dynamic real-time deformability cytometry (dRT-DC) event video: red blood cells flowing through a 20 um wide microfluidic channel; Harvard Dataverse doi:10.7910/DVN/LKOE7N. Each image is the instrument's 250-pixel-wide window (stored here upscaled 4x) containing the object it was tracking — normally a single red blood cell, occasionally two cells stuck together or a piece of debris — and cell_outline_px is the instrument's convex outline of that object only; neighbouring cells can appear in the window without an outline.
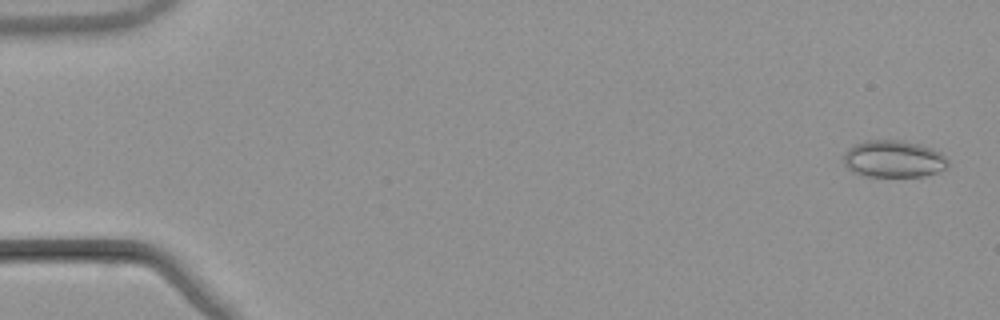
{"species": "common noctule bat (a hibernating species)", "species_latin": "Nyctalus noctula", "temperature_condition": "warm", "stored_images_in_passage": 54, "camera_frame_rate_fps": 3000, "um_per_image_px": 0.085, "animal": {"sex": "male", "body_mass_g": 21.5, "forearm_length_mm": 52.0}, "frame": {"image": 1, "passage_image": 2, "time_ms": 0.333, "image_size_px": [1000, 320], "cell_outline_px": [[948, 168], [924, 176], [868, 176], [856, 172], [848, 168], [844, 164], [844, 152], [852, 144], [864, 140], [900, 140], [920, 144], [932, 148], [940, 152], [948, 160]], "centroid_in_image_um": [75.96, 13.49], "position_along_channel_um": 9.0, "area_um2": 22.6}}
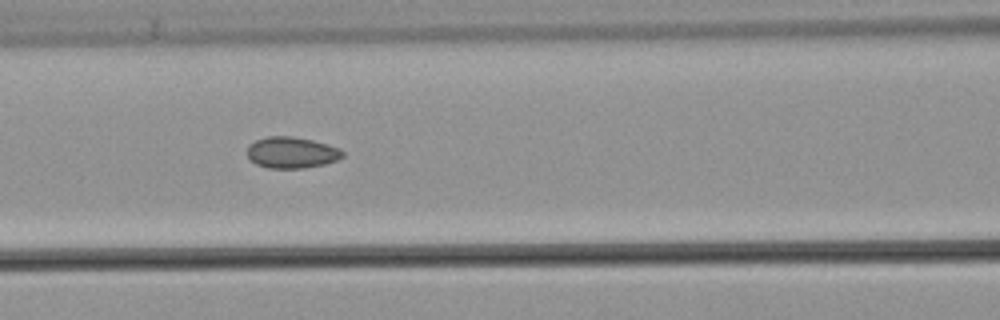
{"frame": {"image": 2, "passage_image": 24, "time_ms": 7.667, "image_size_px": [1000, 320], "cell_outline_px": [[344, 156], [336, 160], [324, 164], [304, 168], [268, 168], [256, 164], [248, 156], [248, 144], [256, 140], [268, 136], [292, 136], [312, 140], [328, 144], [340, 148], [344, 152]], "centroid_in_image_um": [24.8, 12.96], "position_along_channel_um": 141.8, "area_um2": 17.4}}
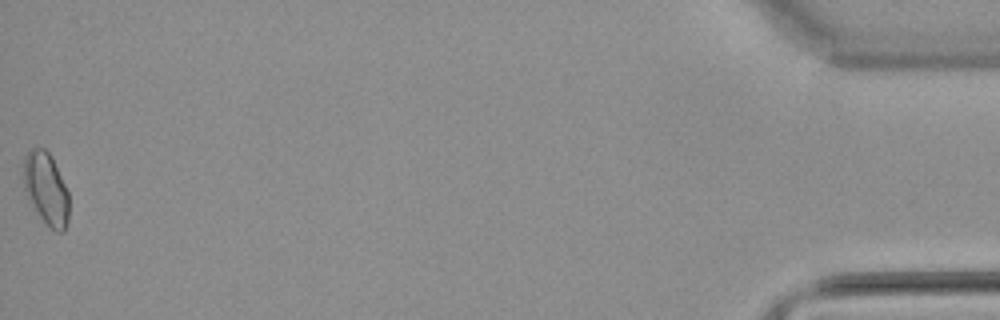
{"frame": {"image": 3, "passage_image": 54, "time_ms": 17.667, "image_size_px": [1000, 320], "cell_outline_px": [[68, 220], [64, 232], [56, 232], [40, 216], [28, 196], [24, 188], [24, 156], [32, 148], [44, 148], [48, 152], [68, 192]], "centroid_in_image_um": [3.92, 16.04], "position_along_channel_um": 431.3, "area_um2": 18.44}, "authors_computed_cell_mechanics": {"area_um2": 17.3689, "velocity_mm_per_s": 3.8732, "shape_relaxation_time_tau1_ms": null, "shape_relaxation_time_tau2_ms": 1.9087, "deformation_change_tau1": null, "deformation_change_tau2": 0.0662}}